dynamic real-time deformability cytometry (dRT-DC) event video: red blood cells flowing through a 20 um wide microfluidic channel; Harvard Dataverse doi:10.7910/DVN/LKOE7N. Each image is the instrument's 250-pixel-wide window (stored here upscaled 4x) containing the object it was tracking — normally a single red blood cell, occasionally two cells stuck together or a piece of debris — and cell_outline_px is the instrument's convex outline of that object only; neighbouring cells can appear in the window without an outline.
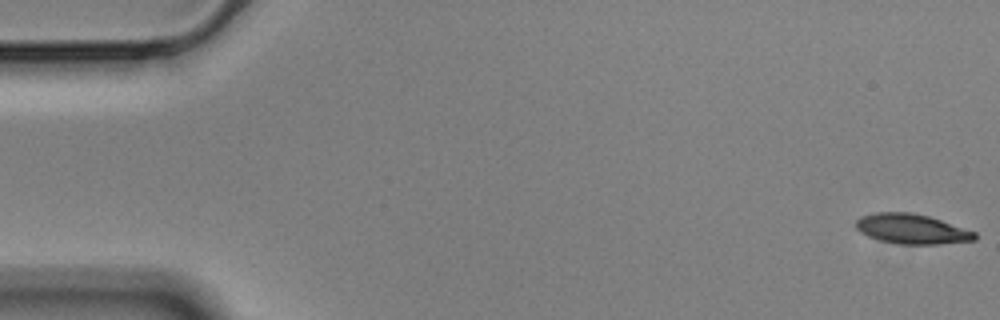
{"species": "Egyptian fruit bat (a non-hibernating species)", "species_latin": "Rousettus aegyptiacus", "temperature_condition": "cold", "stored_images_in_passage": 57, "camera_frame_rate_fps": 3000, "um_per_image_px": 0.085, "animal": {"sex": "male"}, "frame": {"image": 1, "passage_image": 1, "time_ms": 0.0, "image_size_px": [1000, 320], "cell_outline_px": [[976, 240], [940, 244], [896, 244], [880, 240], [868, 236], [860, 232], [856, 228], [856, 220], [860, 216], [876, 212], [912, 212], [928, 216], [976, 232]], "centroid_in_image_um": [77.48, 19.46], "position_along_channel_um": 7.5, "area_um2": 20.69}}
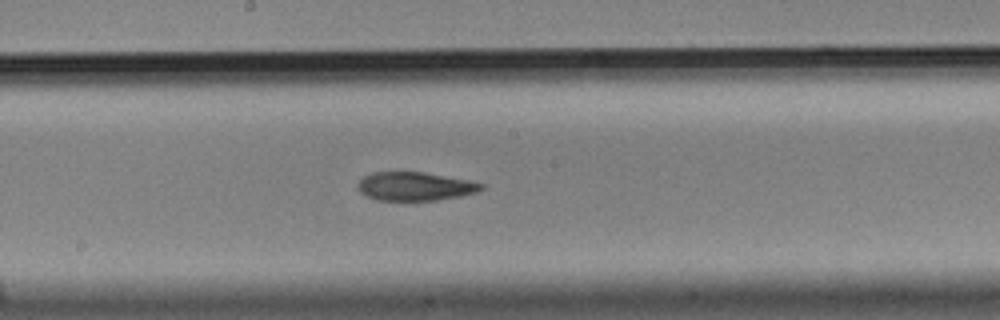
{"frame": {"image": 2, "passage_image": 30, "time_ms": 9.667, "image_size_px": [1000, 320], "cell_outline_px": [[484, 188], [476, 192], [460, 196], [436, 200], [376, 200], [360, 192], [356, 188], [356, 184], [364, 176], [372, 172], [424, 172], [468, 180], [484, 184]], "centroid_in_image_um": [35.24, 15.83], "position_along_channel_um": 213.0, "area_um2": 20.52}}
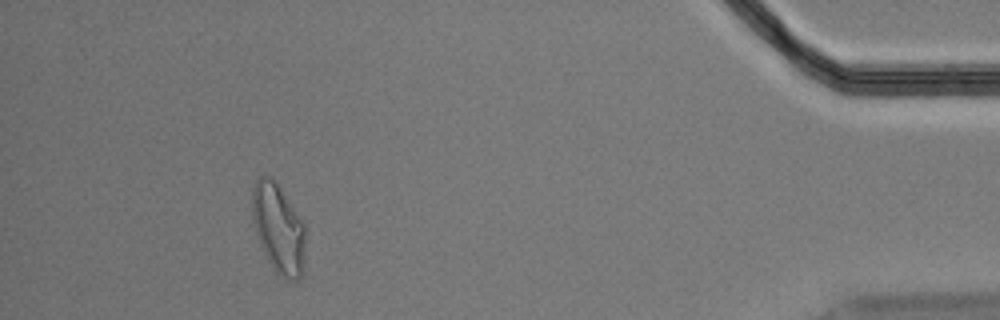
{"frame": {"image": 3, "passage_image": 52, "time_ms": 17.0, "image_size_px": [1000, 320], "cell_outline_px": [[304, 268], [300, 276], [296, 280], [284, 280], [272, 268], [256, 236], [252, 220], [252, 188], [256, 180], [260, 176], [268, 176], [276, 180], [304, 224]], "centroid_in_image_um": [23.64, 19.42], "position_along_channel_um": 411.6, "area_um2": 27.86}, "authors_computed_cell_mechanics": {"area_um2": 21.8484, "velocity_mm_per_s": 3.5273, "shape_relaxation_time_tau1_ms": 5.6855, "shape_relaxation_time_tau2_ms": 4.9858, "deformation_change_tau1": 0.1548, "deformation_change_tau2": 0.117}}